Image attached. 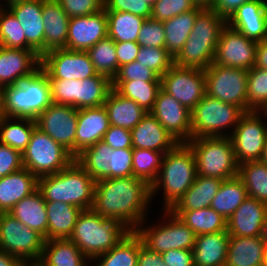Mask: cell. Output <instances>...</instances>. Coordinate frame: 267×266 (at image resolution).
<instances>
[{"label":"cell","instance_id":"cell-34","mask_svg":"<svg viewBox=\"0 0 267 266\" xmlns=\"http://www.w3.org/2000/svg\"><path fill=\"white\" fill-rule=\"evenodd\" d=\"M48 240L69 239L82 209L63 202H46Z\"/></svg>","mask_w":267,"mask_h":266},{"label":"cell","instance_id":"cell-35","mask_svg":"<svg viewBox=\"0 0 267 266\" xmlns=\"http://www.w3.org/2000/svg\"><path fill=\"white\" fill-rule=\"evenodd\" d=\"M113 149L103 140L94 145L85 148L75 157L86 172L98 182L103 179L112 178V160Z\"/></svg>","mask_w":267,"mask_h":266},{"label":"cell","instance_id":"cell-15","mask_svg":"<svg viewBox=\"0 0 267 266\" xmlns=\"http://www.w3.org/2000/svg\"><path fill=\"white\" fill-rule=\"evenodd\" d=\"M161 89L190 111L206 95L204 70L173 65L160 77Z\"/></svg>","mask_w":267,"mask_h":266},{"label":"cell","instance_id":"cell-44","mask_svg":"<svg viewBox=\"0 0 267 266\" xmlns=\"http://www.w3.org/2000/svg\"><path fill=\"white\" fill-rule=\"evenodd\" d=\"M238 177L242 180L249 197L267 204V164L249 161L238 165Z\"/></svg>","mask_w":267,"mask_h":266},{"label":"cell","instance_id":"cell-62","mask_svg":"<svg viewBox=\"0 0 267 266\" xmlns=\"http://www.w3.org/2000/svg\"><path fill=\"white\" fill-rule=\"evenodd\" d=\"M249 1L251 0H214L211 8L228 20L240 6Z\"/></svg>","mask_w":267,"mask_h":266},{"label":"cell","instance_id":"cell-68","mask_svg":"<svg viewBox=\"0 0 267 266\" xmlns=\"http://www.w3.org/2000/svg\"><path fill=\"white\" fill-rule=\"evenodd\" d=\"M262 237L266 240L267 242V214L265 217V222H264V229H263V234Z\"/></svg>","mask_w":267,"mask_h":266},{"label":"cell","instance_id":"cell-9","mask_svg":"<svg viewBox=\"0 0 267 266\" xmlns=\"http://www.w3.org/2000/svg\"><path fill=\"white\" fill-rule=\"evenodd\" d=\"M75 157L49 135L35 127L29 144L22 153L23 168L37 178L58 173L67 168Z\"/></svg>","mask_w":267,"mask_h":266},{"label":"cell","instance_id":"cell-2","mask_svg":"<svg viewBox=\"0 0 267 266\" xmlns=\"http://www.w3.org/2000/svg\"><path fill=\"white\" fill-rule=\"evenodd\" d=\"M227 20L212 8H203L197 15L194 26L182 50L174 58L179 67L205 70L213 63L216 47Z\"/></svg>","mask_w":267,"mask_h":266},{"label":"cell","instance_id":"cell-60","mask_svg":"<svg viewBox=\"0 0 267 266\" xmlns=\"http://www.w3.org/2000/svg\"><path fill=\"white\" fill-rule=\"evenodd\" d=\"M140 48L137 42H115L119 67L135 61Z\"/></svg>","mask_w":267,"mask_h":266},{"label":"cell","instance_id":"cell-64","mask_svg":"<svg viewBox=\"0 0 267 266\" xmlns=\"http://www.w3.org/2000/svg\"><path fill=\"white\" fill-rule=\"evenodd\" d=\"M0 266H25V263L21 259L0 250Z\"/></svg>","mask_w":267,"mask_h":266},{"label":"cell","instance_id":"cell-46","mask_svg":"<svg viewBox=\"0 0 267 266\" xmlns=\"http://www.w3.org/2000/svg\"><path fill=\"white\" fill-rule=\"evenodd\" d=\"M164 152L133 148V176L152 185L158 177Z\"/></svg>","mask_w":267,"mask_h":266},{"label":"cell","instance_id":"cell-24","mask_svg":"<svg viewBox=\"0 0 267 266\" xmlns=\"http://www.w3.org/2000/svg\"><path fill=\"white\" fill-rule=\"evenodd\" d=\"M109 127V116L104 105L78 109L75 157L85 148L103 140Z\"/></svg>","mask_w":267,"mask_h":266},{"label":"cell","instance_id":"cell-25","mask_svg":"<svg viewBox=\"0 0 267 266\" xmlns=\"http://www.w3.org/2000/svg\"><path fill=\"white\" fill-rule=\"evenodd\" d=\"M130 131L133 148L166 153L179 143L150 112Z\"/></svg>","mask_w":267,"mask_h":266},{"label":"cell","instance_id":"cell-10","mask_svg":"<svg viewBox=\"0 0 267 266\" xmlns=\"http://www.w3.org/2000/svg\"><path fill=\"white\" fill-rule=\"evenodd\" d=\"M44 242V237L36 230L22 224L9 213H0V250L24 263H37Z\"/></svg>","mask_w":267,"mask_h":266},{"label":"cell","instance_id":"cell-65","mask_svg":"<svg viewBox=\"0 0 267 266\" xmlns=\"http://www.w3.org/2000/svg\"><path fill=\"white\" fill-rule=\"evenodd\" d=\"M214 0H193L196 6L202 8H211Z\"/></svg>","mask_w":267,"mask_h":266},{"label":"cell","instance_id":"cell-19","mask_svg":"<svg viewBox=\"0 0 267 266\" xmlns=\"http://www.w3.org/2000/svg\"><path fill=\"white\" fill-rule=\"evenodd\" d=\"M107 36L108 25L105 9L93 15L73 17L69 20L66 49L87 51Z\"/></svg>","mask_w":267,"mask_h":266},{"label":"cell","instance_id":"cell-51","mask_svg":"<svg viewBox=\"0 0 267 266\" xmlns=\"http://www.w3.org/2000/svg\"><path fill=\"white\" fill-rule=\"evenodd\" d=\"M53 103L70 105L77 109L78 80L48 79Z\"/></svg>","mask_w":267,"mask_h":266},{"label":"cell","instance_id":"cell-37","mask_svg":"<svg viewBox=\"0 0 267 266\" xmlns=\"http://www.w3.org/2000/svg\"><path fill=\"white\" fill-rule=\"evenodd\" d=\"M246 198L247 189L242 180L235 176L222 181L210 207L228 220Z\"/></svg>","mask_w":267,"mask_h":266},{"label":"cell","instance_id":"cell-58","mask_svg":"<svg viewBox=\"0 0 267 266\" xmlns=\"http://www.w3.org/2000/svg\"><path fill=\"white\" fill-rule=\"evenodd\" d=\"M103 141L112 149L133 148L131 131L121 127L110 125L105 132Z\"/></svg>","mask_w":267,"mask_h":266},{"label":"cell","instance_id":"cell-52","mask_svg":"<svg viewBox=\"0 0 267 266\" xmlns=\"http://www.w3.org/2000/svg\"><path fill=\"white\" fill-rule=\"evenodd\" d=\"M140 47L165 48V31L163 22L152 18L142 24L137 38Z\"/></svg>","mask_w":267,"mask_h":266},{"label":"cell","instance_id":"cell-66","mask_svg":"<svg viewBox=\"0 0 267 266\" xmlns=\"http://www.w3.org/2000/svg\"><path fill=\"white\" fill-rule=\"evenodd\" d=\"M5 117L4 100H3V87L0 86V119Z\"/></svg>","mask_w":267,"mask_h":266},{"label":"cell","instance_id":"cell-72","mask_svg":"<svg viewBox=\"0 0 267 266\" xmlns=\"http://www.w3.org/2000/svg\"><path fill=\"white\" fill-rule=\"evenodd\" d=\"M25 266H40L37 263H25Z\"/></svg>","mask_w":267,"mask_h":266},{"label":"cell","instance_id":"cell-27","mask_svg":"<svg viewBox=\"0 0 267 266\" xmlns=\"http://www.w3.org/2000/svg\"><path fill=\"white\" fill-rule=\"evenodd\" d=\"M267 242L262 236L240 237L229 235L224 266H262Z\"/></svg>","mask_w":267,"mask_h":266},{"label":"cell","instance_id":"cell-21","mask_svg":"<svg viewBox=\"0 0 267 266\" xmlns=\"http://www.w3.org/2000/svg\"><path fill=\"white\" fill-rule=\"evenodd\" d=\"M7 7L22 26L26 37V50H33L42 57L45 54L43 0L20 1Z\"/></svg>","mask_w":267,"mask_h":266},{"label":"cell","instance_id":"cell-67","mask_svg":"<svg viewBox=\"0 0 267 266\" xmlns=\"http://www.w3.org/2000/svg\"><path fill=\"white\" fill-rule=\"evenodd\" d=\"M260 161L264 164H267V141H266V144H265L263 154H262Z\"/></svg>","mask_w":267,"mask_h":266},{"label":"cell","instance_id":"cell-63","mask_svg":"<svg viewBox=\"0 0 267 266\" xmlns=\"http://www.w3.org/2000/svg\"><path fill=\"white\" fill-rule=\"evenodd\" d=\"M255 67L267 70V40L258 42Z\"/></svg>","mask_w":267,"mask_h":266},{"label":"cell","instance_id":"cell-45","mask_svg":"<svg viewBox=\"0 0 267 266\" xmlns=\"http://www.w3.org/2000/svg\"><path fill=\"white\" fill-rule=\"evenodd\" d=\"M86 52L97 73L108 77L112 81L119 70L114 40L107 36Z\"/></svg>","mask_w":267,"mask_h":266},{"label":"cell","instance_id":"cell-4","mask_svg":"<svg viewBox=\"0 0 267 266\" xmlns=\"http://www.w3.org/2000/svg\"><path fill=\"white\" fill-rule=\"evenodd\" d=\"M95 180L75 160L58 173L38 178L46 202H63L82 210L92 208Z\"/></svg>","mask_w":267,"mask_h":266},{"label":"cell","instance_id":"cell-38","mask_svg":"<svg viewBox=\"0 0 267 266\" xmlns=\"http://www.w3.org/2000/svg\"><path fill=\"white\" fill-rule=\"evenodd\" d=\"M141 242L135 231H129L113 248L93 259L101 261L95 266H137Z\"/></svg>","mask_w":267,"mask_h":266},{"label":"cell","instance_id":"cell-18","mask_svg":"<svg viewBox=\"0 0 267 266\" xmlns=\"http://www.w3.org/2000/svg\"><path fill=\"white\" fill-rule=\"evenodd\" d=\"M150 113L179 143H187L192 139L191 111L162 89Z\"/></svg>","mask_w":267,"mask_h":266},{"label":"cell","instance_id":"cell-43","mask_svg":"<svg viewBox=\"0 0 267 266\" xmlns=\"http://www.w3.org/2000/svg\"><path fill=\"white\" fill-rule=\"evenodd\" d=\"M112 89V81L101 74L78 80L77 109L104 105Z\"/></svg>","mask_w":267,"mask_h":266},{"label":"cell","instance_id":"cell-59","mask_svg":"<svg viewBox=\"0 0 267 266\" xmlns=\"http://www.w3.org/2000/svg\"><path fill=\"white\" fill-rule=\"evenodd\" d=\"M161 255L168 266H195L191 250L171 249Z\"/></svg>","mask_w":267,"mask_h":266},{"label":"cell","instance_id":"cell-31","mask_svg":"<svg viewBox=\"0 0 267 266\" xmlns=\"http://www.w3.org/2000/svg\"><path fill=\"white\" fill-rule=\"evenodd\" d=\"M87 260L89 259L70 239H54L44 242L37 264L40 266H88Z\"/></svg>","mask_w":267,"mask_h":266},{"label":"cell","instance_id":"cell-1","mask_svg":"<svg viewBox=\"0 0 267 266\" xmlns=\"http://www.w3.org/2000/svg\"><path fill=\"white\" fill-rule=\"evenodd\" d=\"M151 199V186L144 180L134 176L107 178L95 182L91 209L135 231L146 220Z\"/></svg>","mask_w":267,"mask_h":266},{"label":"cell","instance_id":"cell-40","mask_svg":"<svg viewBox=\"0 0 267 266\" xmlns=\"http://www.w3.org/2000/svg\"><path fill=\"white\" fill-rule=\"evenodd\" d=\"M108 37L114 42H136L146 18L129 12L106 11Z\"/></svg>","mask_w":267,"mask_h":266},{"label":"cell","instance_id":"cell-29","mask_svg":"<svg viewBox=\"0 0 267 266\" xmlns=\"http://www.w3.org/2000/svg\"><path fill=\"white\" fill-rule=\"evenodd\" d=\"M42 18L45 34V53L53 49H66L69 16L56 0H43Z\"/></svg>","mask_w":267,"mask_h":266},{"label":"cell","instance_id":"cell-61","mask_svg":"<svg viewBox=\"0 0 267 266\" xmlns=\"http://www.w3.org/2000/svg\"><path fill=\"white\" fill-rule=\"evenodd\" d=\"M137 266H168L164 263L161 254L150 250L147 246L140 243L139 253H138V263Z\"/></svg>","mask_w":267,"mask_h":266},{"label":"cell","instance_id":"cell-49","mask_svg":"<svg viewBox=\"0 0 267 266\" xmlns=\"http://www.w3.org/2000/svg\"><path fill=\"white\" fill-rule=\"evenodd\" d=\"M136 61L150 68L159 77L174 65V58L165 48L141 47Z\"/></svg>","mask_w":267,"mask_h":266},{"label":"cell","instance_id":"cell-6","mask_svg":"<svg viewBox=\"0 0 267 266\" xmlns=\"http://www.w3.org/2000/svg\"><path fill=\"white\" fill-rule=\"evenodd\" d=\"M6 117L35 120L51 103L47 74L40 68L19 84L3 87Z\"/></svg>","mask_w":267,"mask_h":266},{"label":"cell","instance_id":"cell-41","mask_svg":"<svg viewBox=\"0 0 267 266\" xmlns=\"http://www.w3.org/2000/svg\"><path fill=\"white\" fill-rule=\"evenodd\" d=\"M112 88L121 96L135 101L145 111L150 112L161 89V82L112 81Z\"/></svg>","mask_w":267,"mask_h":266},{"label":"cell","instance_id":"cell-32","mask_svg":"<svg viewBox=\"0 0 267 266\" xmlns=\"http://www.w3.org/2000/svg\"><path fill=\"white\" fill-rule=\"evenodd\" d=\"M104 107L109 116L110 125L133 129L147 114L135 101L118 94L113 88L110 90Z\"/></svg>","mask_w":267,"mask_h":266},{"label":"cell","instance_id":"cell-23","mask_svg":"<svg viewBox=\"0 0 267 266\" xmlns=\"http://www.w3.org/2000/svg\"><path fill=\"white\" fill-rule=\"evenodd\" d=\"M227 24L253 41L267 40V4L263 0L246 2L232 14Z\"/></svg>","mask_w":267,"mask_h":266},{"label":"cell","instance_id":"cell-57","mask_svg":"<svg viewBox=\"0 0 267 266\" xmlns=\"http://www.w3.org/2000/svg\"><path fill=\"white\" fill-rule=\"evenodd\" d=\"M22 168V154L12 147L0 143V178Z\"/></svg>","mask_w":267,"mask_h":266},{"label":"cell","instance_id":"cell-36","mask_svg":"<svg viewBox=\"0 0 267 266\" xmlns=\"http://www.w3.org/2000/svg\"><path fill=\"white\" fill-rule=\"evenodd\" d=\"M197 6L195 9L179 14L169 20L163 21L165 31V49L175 58L182 50L184 43L190 35L196 15L202 10Z\"/></svg>","mask_w":267,"mask_h":266},{"label":"cell","instance_id":"cell-11","mask_svg":"<svg viewBox=\"0 0 267 266\" xmlns=\"http://www.w3.org/2000/svg\"><path fill=\"white\" fill-rule=\"evenodd\" d=\"M165 217L158 225L144 227L139 225L135 232L142 242L150 250L162 254L171 249L192 250L195 244L196 234L170 210H165ZM168 217V218H167ZM168 219V220H167ZM144 227V228H142Z\"/></svg>","mask_w":267,"mask_h":266},{"label":"cell","instance_id":"cell-17","mask_svg":"<svg viewBox=\"0 0 267 266\" xmlns=\"http://www.w3.org/2000/svg\"><path fill=\"white\" fill-rule=\"evenodd\" d=\"M257 44L258 42L226 24L221 32L213 63L250 70L255 67Z\"/></svg>","mask_w":267,"mask_h":266},{"label":"cell","instance_id":"cell-73","mask_svg":"<svg viewBox=\"0 0 267 266\" xmlns=\"http://www.w3.org/2000/svg\"><path fill=\"white\" fill-rule=\"evenodd\" d=\"M263 114L265 115L264 117H267V106L262 110ZM267 120V119H266Z\"/></svg>","mask_w":267,"mask_h":266},{"label":"cell","instance_id":"cell-22","mask_svg":"<svg viewBox=\"0 0 267 266\" xmlns=\"http://www.w3.org/2000/svg\"><path fill=\"white\" fill-rule=\"evenodd\" d=\"M267 204L256 198H246L227 220V232L231 236H262Z\"/></svg>","mask_w":267,"mask_h":266},{"label":"cell","instance_id":"cell-12","mask_svg":"<svg viewBox=\"0 0 267 266\" xmlns=\"http://www.w3.org/2000/svg\"><path fill=\"white\" fill-rule=\"evenodd\" d=\"M204 73L207 95L247 112L248 70L212 63Z\"/></svg>","mask_w":267,"mask_h":266},{"label":"cell","instance_id":"cell-56","mask_svg":"<svg viewBox=\"0 0 267 266\" xmlns=\"http://www.w3.org/2000/svg\"><path fill=\"white\" fill-rule=\"evenodd\" d=\"M132 156L133 148L113 149L111 160L112 178L133 176Z\"/></svg>","mask_w":267,"mask_h":266},{"label":"cell","instance_id":"cell-69","mask_svg":"<svg viewBox=\"0 0 267 266\" xmlns=\"http://www.w3.org/2000/svg\"><path fill=\"white\" fill-rule=\"evenodd\" d=\"M20 1H30V0H6L7 4L6 5H10L16 2H20Z\"/></svg>","mask_w":267,"mask_h":266},{"label":"cell","instance_id":"cell-54","mask_svg":"<svg viewBox=\"0 0 267 266\" xmlns=\"http://www.w3.org/2000/svg\"><path fill=\"white\" fill-rule=\"evenodd\" d=\"M69 18L89 16L104 9V0H56Z\"/></svg>","mask_w":267,"mask_h":266},{"label":"cell","instance_id":"cell-5","mask_svg":"<svg viewBox=\"0 0 267 266\" xmlns=\"http://www.w3.org/2000/svg\"><path fill=\"white\" fill-rule=\"evenodd\" d=\"M128 232L119 221L107 219L88 209L79 214L69 239L91 262L113 248Z\"/></svg>","mask_w":267,"mask_h":266},{"label":"cell","instance_id":"cell-7","mask_svg":"<svg viewBox=\"0 0 267 266\" xmlns=\"http://www.w3.org/2000/svg\"><path fill=\"white\" fill-rule=\"evenodd\" d=\"M187 144L195 156L197 175L220 180L238 176V164L229 136L199 137Z\"/></svg>","mask_w":267,"mask_h":266},{"label":"cell","instance_id":"cell-39","mask_svg":"<svg viewBox=\"0 0 267 266\" xmlns=\"http://www.w3.org/2000/svg\"><path fill=\"white\" fill-rule=\"evenodd\" d=\"M171 212L184 222L196 236L227 231V220L211 207Z\"/></svg>","mask_w":267,"mask_h":266},{"label":"cell","instance_id":"cell-70","mask_svg":"<svg viewBox=\"0 0 267 266\" xmlns=\"http://www.w3.org/2000/svg\"><path fill=\"white\" fill-rule=\"evenodd\" d=\"M262 266H267V250H266L265 255L262 259Z\"/></svg>","mask_w":267,"mask_h":266},{"label":"cell","instance_id":"cell-48","mask_svg":"<svg viewBox=\"0 0 267 266\" xmlns=\"http://www.w3.org/2000/svg\"><path fill=\"white\" fill-rule=\"evenodd\" d=\"M267 106V70L253 67L248 70L247 112L262 111Z\"/></svg>","mask_w":267,"mask_h":266},{"label":"cell","instance_id":"cell-71","mask_svg":"<svg viewBox=\"0 0 267 266\" xmlns=\"http://www.w3.org/2000/svg\"><path fill=\"white\" fill-rule=\"evenodd\" d=\"M156 0H145V2L149 5V6H153Z\"/></svg>","mask_w":267,"mask_h":266},{"label":"cell","instance_id":"cell-50","mask_svg":"<svg viewBox=\"0 0 267 266\" xmlns=\"http://www.w3.org/2000/svg\"><path fill=\"white\" fill-rule=\"evenodd\" d=\"M196 7L193 0H156L150 18L163 22Z\"/></svg>","mask_w":267,"mask_h":266},{"label":"cell","instance_id":"cell-26","mask_svg":"<svg viewBox=\"0 0 267 266\" xmlns=\"http://www.w3.org/2000/svg\"><path fill=\"white\" fill-rule=\"evenodd\" d=\"M37 188L38 178L25 168L0 178V213H8Z\"/></svg>","mask_w":267,"mask_h":266},{"label":"cell","instance_id":"cell-30","mask_svg":"<svg viewBox=\"0 0 267 266\" xmlns=\"http://www.w3.org/2000/svg\"><path fill=\"white\" fill-rule=\"evenodd\" d=\"M8 213L30 229L36 230L45 241L48 240L46 201L38 188L16 203Z\"/></svg>","mask_w":267,"mask_h":266},{"label":"cell","instance_id":"cell-47","mask_svg":"<svg viewBox=\"0 0 267 266\" xmlns=\"http://www.w3.org/2000/svg\"><path fill=\"white\" fill-rule=\"evenodd\" d=\"M0 46L5 48L26 50V37L21 24L9 9H5L1 7V5Z\"/></svg>","mask_w":267,"mask_h":266},{"label":"cell","instance_id":"cell-20","mask_svg":"<svg viewBox=\"0 0 267 266\" xmlns=\"http://www.w3.org/2000/svg\"><path fill=\"white\" fill-rule=\"evenodd\" d=\"M41 68V57L33 50L0 46V86L19 84Z\"/></svg>","mask_w":267,"mask_h":266},{"label":"cell","instance_id":"cell-28","mask_svg":"<svg viewBox=\"0 0 267 266\" xmlns=\"http://www.w3.org/2000/svg\"><path fill=\"white\" fill-rule=\"evenodd\" d=\"M229 244L227 231L196 236L192 252L195 266H224Z\"/></svg>","mask_w":267,"mask_h":266},{"label":"cell","instance_id":"cell-13","mask_svg":"<svg viewBox=\"0 0 267 266\" xmlns=\"http://www.w3.org/2000/svg\"><path fill=\"white\" fill-rule=\"evenodd\" d=\"M262 111L245 112L229 137L232 141L238 165L260 161L267 141V124L261 118Z\"/></svg>","mask_w":267,"mask_h":266},{"label":"cell","instance_id":"cell-3","mask_svg":"<svg viewBox=\"0 0 267 266\" xmlns=\"http://www.w3.org/2000/svg\"><path fill=\"white\" fill-rule=\"evenodd\" d=\"M197 177L196 160L187 143H178L164 154L157 179L151 185V198L164 191V209L170 210L192 186Z\"/></svg>","mask_w":267,"mask_h":266},{"label":"cell","instance_id":"cell-8","mask_svg":"<svg viewBox=\"0 0 267 266\" xmlns=\"http://www.w3.org/2000/svg\"><path fill=\"white\" fill-rule=\"evenodd\" d=\"M244 113L240 107L206 94L191 110L192 139L229 136L225 129L235 128Z\"/></svg>","mask_w":267,"mask_h":266},{"label":"cell","instance_id":"cell-53","mask_svg":"<svg viewBox=\"0 0 267 266\" xmlns=\"http://www.w3.org/2000/svg\"><path fill=\"white\" fill-rule=\"evenodd\" d=\"M146 81V82H161L160 77L150 68L144 67L138 61L126 63L119 67L118 72L112 81Z\"/></svg>","mask_w":267,"mask_h":266},{"label":"cell","instance_id":"cell-42","mask_svg":"<svg viewBox=\"0 0 267 266\" xmlns=\"http://www.w3.org/2000/svg\"><path fill=\"white\" fill-rule=\"evenodd\" d=\"M10 120L14 119L6 116L0 119V143L22 154L29 144L36 122L29 118H16V121L18 120L16 123Z\"/></svg>","mask_w":267,"mask_h":266},{"label":"cell","instance_id":"cell-33","mask_svg":"<svg viewBox=\"0 0 267 266\" xmlns=\"http://www.w3.org/2000/svg\"><path fill=\"white\" fill-rule=\"evenodd\" d=\"M222 181L218 178L197 175L192 186L170 211H189L210 207Z\"/></svg>","mask_w":267,"mask_h":266},{"label":"cell","instance_id":"cell-55","mask_svg":"<svg viewBox=\"0 0 267 266\" xmlns=\"http://www.w3.org/2000/svg\"><path fill=\"white\" fill-rule=\"evenodd\" d=\"M104 9L106 11L129 12L149 19L152 7L145 0H104Z\"/></svg>","mask_w":267,"mask_h":266},{"label":"cell","instance_id":"cell-14","mask_svg":"<svg viewBox=\"0 0 267 266\" xmlns=\"http://www.w3.org/2000/svg\"><path fill=\"white\" fill-rule=\"evenodd\" d=\"M41 69L48 79L84 80L98 73L86 51L53 49L41 57Z\"/></svg>","mask_w":267,"mask_h":266},{"label":"cell","instance_id":"cell-16","mask_svg":"<svg viewBox=\"0 0 267 266\" xmlns=\"http://www.w3.org/2000/svg\"><path fill=\"white\" fill-rule=\"evenodd\" d=\"M78 109L64 104L51 103L35 119L36 127L62 145L75 157V137Z\"/></svg>","mask_w":267,"mask_h":266}]
</instances>
